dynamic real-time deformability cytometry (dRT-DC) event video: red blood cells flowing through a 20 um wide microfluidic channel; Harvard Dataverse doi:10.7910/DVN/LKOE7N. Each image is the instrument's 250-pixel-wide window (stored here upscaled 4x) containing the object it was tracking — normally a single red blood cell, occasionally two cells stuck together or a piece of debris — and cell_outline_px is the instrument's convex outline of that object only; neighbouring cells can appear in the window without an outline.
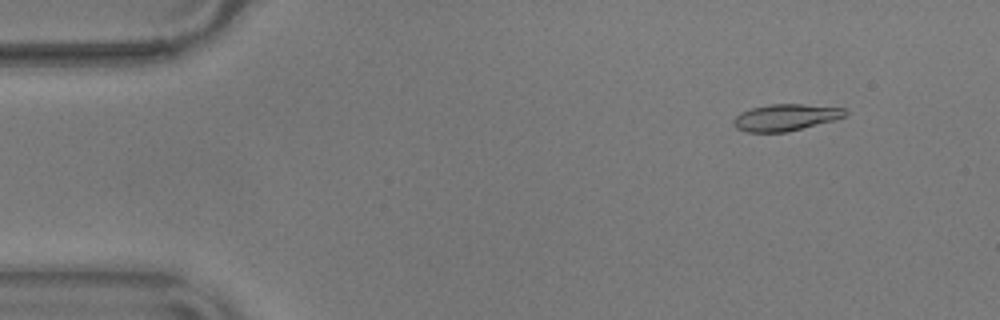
{"species": "common noctule bat (a hibernating species)", "species_latin": "Nyctalus noctula", "temperature_condition": "warm", "stored_images_in_passage": 56, "camera_frame_rate_fps": 3000, "um_per_image_px": 0.085, "animal": {"sex": "male", "body_mass_g": 17.9}, "frame": {"image": 1, "passage_image": 6, "time_ms": 1.667, "image_size_px": [1000, 320], "cell_outline_px": [[848, 112], [844, 116], [832, 120], [784, 132], [748, 132], [736, 128], [732, 124], [732, 120], [740, 112], [752, 108], [768, 104], [800, 104], [844, 108]], "centroid_in_image_um": [66.7, 9.97], "position_along_channel_um": 18.3, "area_um2": 17.05}}
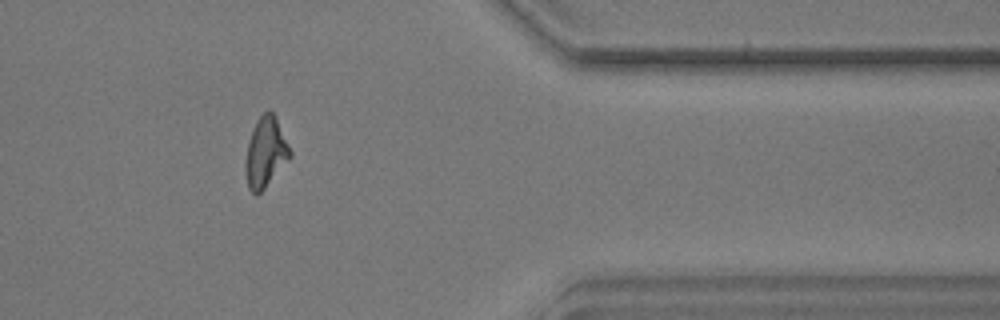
{"frame": {"image": 2, "passage_image": 46, "time_ms": 15.0, "image_size_px": [1000, 320], "cell_outline_px": [[292, 156], [264, 188], [256, 196], [248, 188], [244, 168], [244, 160], [248, 140], [256, 120], [268, 108], [276, 116], [292, 152]], "centroid_in_image_um": [22.55, 12.93], "position_along_channel_um": 388.8, "area_um2": 18.44}}
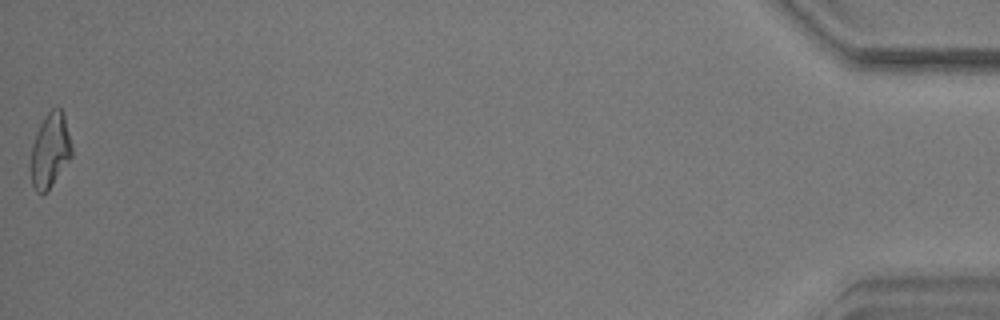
{"frame": {"image": 3, "passage_image": 56, "time_ms": 18.333, "image_size_px": [1000, 320], "cell_outline_px": [[72, 156], [48, 188], [40, 196], [36, 192], [32, 184], [32, 144], [36, 132], [40, 124], [48, 112], [52, 108], [60, 108], [64, 116], [72, 148]], "centroid_in_image_um": [4.26, 12.77], "position_along_channel_um": 430.9, "area_um2": 17.17}, "authors_computed_cell_mechanics": {"area_um2": 17.8024, "velocity_mm_per_s": 3.5964, "shape_relaxation_time_tau1_ms": 4.3714, "shape_relaxation_time_tau2_ms": 2.2146, "deformation_change_tau1": 0.1704, "deformation_change_tau2": 0.0786}}